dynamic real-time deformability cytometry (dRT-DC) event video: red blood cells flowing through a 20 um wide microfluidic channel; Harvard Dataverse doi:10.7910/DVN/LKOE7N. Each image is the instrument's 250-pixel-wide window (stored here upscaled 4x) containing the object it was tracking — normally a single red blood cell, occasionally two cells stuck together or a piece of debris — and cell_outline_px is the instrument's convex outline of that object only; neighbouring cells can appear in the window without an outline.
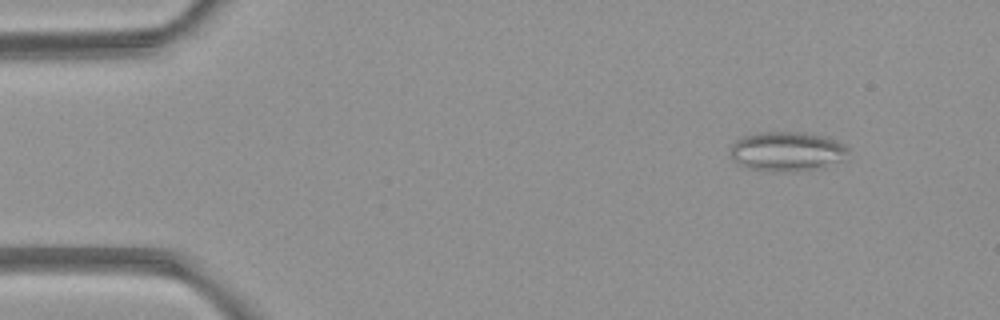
{"species": "common noctule bat (a hibernating species)", "species_latin": "Nyctalus noctula", "temperature_condition": "room temperature", "stored_images_in_passage": 3, "camera_frame_rate_fps": 3000, "um_per_image_px": 0.085, "animal": {"sex": "female", "body_mass_g": 21.9}, "frame": {"image": 1, "passage_image": 1, "time_ms": 0.0, "image_size_px": [1000, 320], "cell_outline_px": [[848, 152], [844, 160], [824, 168], [784, 172], [772, 172], [744, 168], [732, 156], [732, 144], [736, 140], [744, 136], [756, 132], [800, 132], [824, 136], [836, 140], [844, 144], [848, 148]], "centroid_in_image_um": [66.93, 12.88], "position_along_channel_um": 18.1, "area_um2": 27.4}}